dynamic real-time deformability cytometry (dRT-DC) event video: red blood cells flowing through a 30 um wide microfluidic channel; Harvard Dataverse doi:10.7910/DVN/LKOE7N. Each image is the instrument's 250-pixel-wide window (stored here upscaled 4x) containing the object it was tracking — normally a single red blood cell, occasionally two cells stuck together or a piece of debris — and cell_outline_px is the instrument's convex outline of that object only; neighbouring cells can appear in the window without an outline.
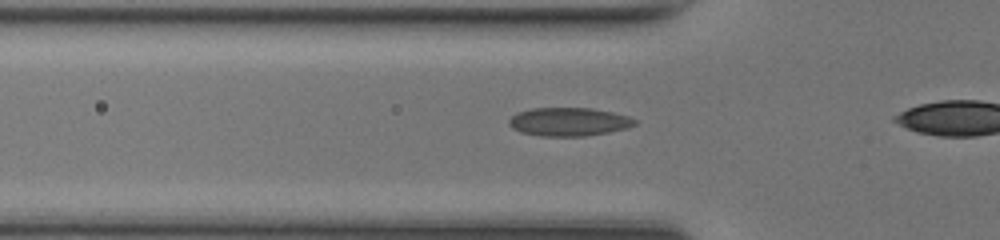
{"species": "common noctule bat (a hibernating species)", "species_latin": "Nyctalus noctula", "temperature_condition": "room temperature", "stored_images_in_passage": 10, "camera_frame_rate_fps": 3000, "um_per_image_px": 0.085, "animal": {"sex": "female", "body_mass_g": 17.0, "forearm_length_mm": 48.0}, "frame": {"image": 1, "passage_image": 5, "time_ms": 1.333, "image_size_px": [1000, 240], "cell_outline_px": [[636, 124], [628, 128], [608, 132], [584, 136], [540, 136], [520, 132], [512, 128], [508, 124], [508, 120], [516, 112], [532, 108], [592, 108], [612, 112], [628, 116], [636, 120]], "centroid_in_image_um": [48.32, 10.35], "position_along_channel_um": 77.5, "area_um2": 20.92}}
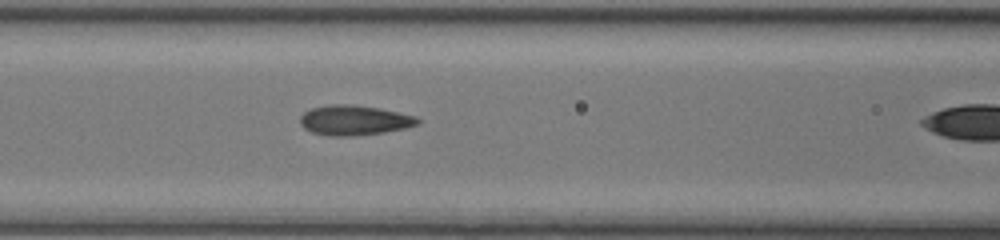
{"frame": {"image": 2, "passage_image": 9, "time_ms": 2.667, "image_size_px": [1000, 240], "cell_outline_px": [[420, 124], [404, 128], [384, 132], [352, 136], [328, 136], [312, 132], [304, 128], [300, 124], [300, 116], [304, 112], [312, 108], [332, 104], [352, 104], [380, 108], [416, 116], [420, 120]], "centroid_in_image_um": [30.11, 10.22], "position_along_channel_um": 136.5, "area_um2": 20.58}}